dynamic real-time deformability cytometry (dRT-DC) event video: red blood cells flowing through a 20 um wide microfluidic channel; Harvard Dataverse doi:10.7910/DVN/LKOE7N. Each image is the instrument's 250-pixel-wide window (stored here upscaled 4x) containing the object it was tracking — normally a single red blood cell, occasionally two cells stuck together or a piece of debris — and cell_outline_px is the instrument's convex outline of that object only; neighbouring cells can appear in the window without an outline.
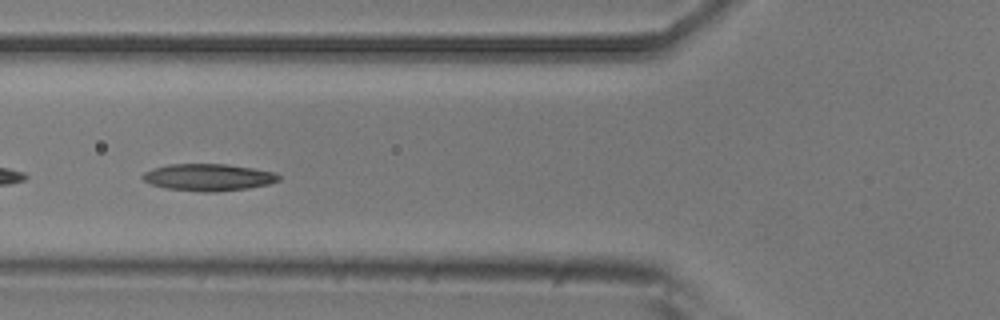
{"species": "common noctule bat (a hibernating species)", "species_latin": "Nyctalus noctula", "temperature_condition": "room temperature", "stored_images_in_passage": 7, "camera_frame_rate_fps": 3000, "um_per_image_px": 0.085, "animal": {"sex": "male", "body_mass_g": 20.5, "forearm_length_mm": 52.5}, "frame": {"image": 1, "passage_image": 4, "time_ms": 3.333, "image_size_px": [1000, 320], "cell_outline_px": [[280, 180], [268, 184], [248, 188], [216, 192], [204, 192], [164, 188], [152, 184], [144, 180], [140, 176], [144, 172], [168, 164], [228, 164], [276, 172], [280, 176]], "centroid_in_image_um": [17.73, 15.07], "position_along_channel_um": 108.1, "area_um2": 21.39}}
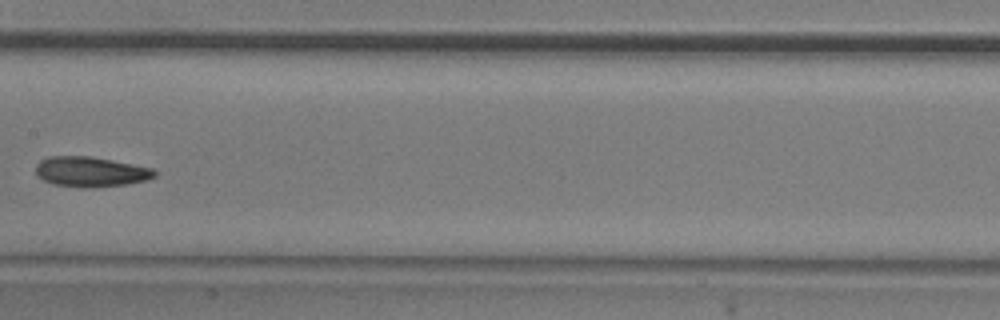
{"frame": {"image": 2, "passage_image": 6, "time_ms": 5.667, "image_size_px": [1000, 320], "cell_outline_px": [[156, 176], [144, 180], [124, 184], [92, 188], [80, 188], [52, 184], [44, 180], [36, 172], [36, 164], [40, 160], [48, 156], [88, 156], [112, 160], [152, 168], [156, 172]], "centroid_in_image_um": [7.67, 14.6], "position_along_channel_um": 199.7, "area_um2": 20.75}}
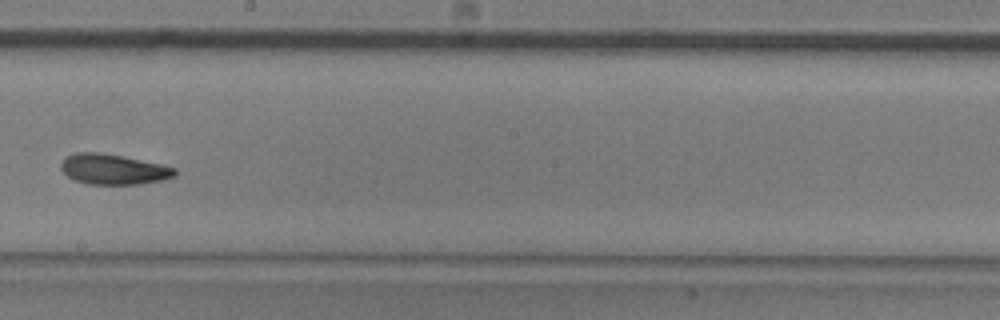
{"frame": {"image": 3, "passage_image": 7, "time_ms": 6.667, "image_size_px": [1000, 320], "cell_outline_px": [[176, 176], [160, 180], [140, 184], [88, 184], [76, 180], [68, 176], [60, 168], [60, 164], [64, 156], [72, 152], [100, 152], [160, 164], [176, 168]], "centroid_in_image_um": [9.59, 14.38], "position_along_channel_um": 238.6, "area_um2": 20.06}}